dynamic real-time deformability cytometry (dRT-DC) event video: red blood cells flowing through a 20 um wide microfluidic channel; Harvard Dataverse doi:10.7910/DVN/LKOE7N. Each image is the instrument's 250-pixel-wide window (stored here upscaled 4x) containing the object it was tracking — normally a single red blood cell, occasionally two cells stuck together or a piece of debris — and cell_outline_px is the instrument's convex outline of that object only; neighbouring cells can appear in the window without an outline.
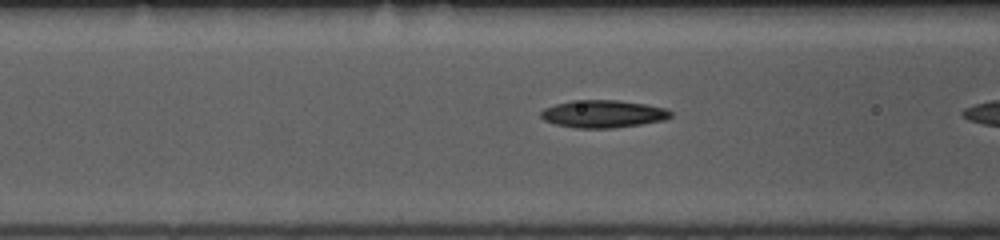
{"species": "common noctule bat (a hibernating species)", "species_latin": "Nyctalus noctula", "temperature_condition": "room temperature", "stored_images_in_passage": 8, "camera_frame_rate_fps": 3000, "um_per_image_px": 0.085, "animal": {"sex": "female", "body_mass_g": 10.0, "forearm_length_mm": 53.1}, "frame": {"image": 1, "passage_image": 7, "time_ms": 2.0, "image_size_px": [1000, 240], "cell_outline_px": [[672, 116], [664, 120], [640, 124], [612, 128], [576, 128], [556, 124], [544, 120], [540, 116], [540, 112], [544, 108], [556, 104], [572, 100], [616, 100], [648, 104], [668, 108], [672, 112]], "centroid_in_image_um": [51.28, 9.67], "position_along_channel_um": 115.3, "area_um2": 20.92}}